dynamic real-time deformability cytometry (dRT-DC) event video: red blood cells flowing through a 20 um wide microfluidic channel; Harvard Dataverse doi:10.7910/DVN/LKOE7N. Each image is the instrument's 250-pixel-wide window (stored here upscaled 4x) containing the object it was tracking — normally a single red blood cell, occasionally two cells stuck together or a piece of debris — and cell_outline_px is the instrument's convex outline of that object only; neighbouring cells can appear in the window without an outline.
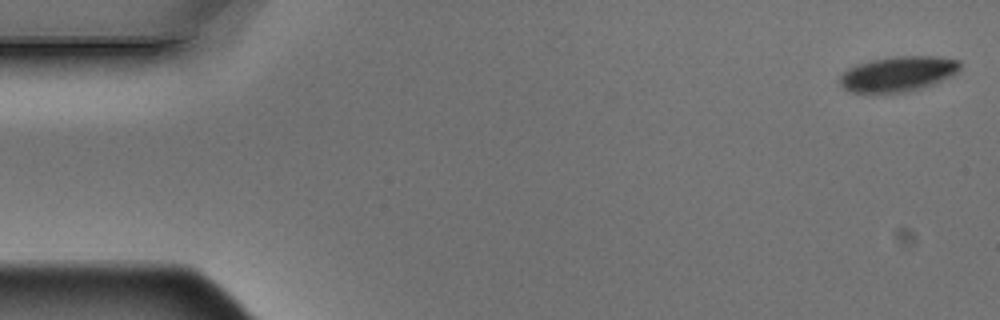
{"species": "Egyptian fruit bat (a non-hibernating species)", "species_latin": "Rousettus aegyptiacus", "temperature_condition": "warm", "stored_images_in_passage": 4, "camera_frame_rate_fps": 3000, "um_per_image_px": 0.085, "animal": {"sex": "male"}, "frame": {"image": 1, "passage_image": 1, "time_ms": 0.0, "image_size_px": [1000, 320], "cell_outline_px": [[960, 68], [956, 72], [940, 80], [920, 88], [904, 92], [852, 92], [844, 88], [840, 84], [840, 76], [848, 68], [856, 64], [872, 60], [892, 56], [936, 56], [960, 60]], "centroid_in_image_um": [76.3, 6.26], "position_along_channel_um": 8.7, "area_um2": 24.22}}